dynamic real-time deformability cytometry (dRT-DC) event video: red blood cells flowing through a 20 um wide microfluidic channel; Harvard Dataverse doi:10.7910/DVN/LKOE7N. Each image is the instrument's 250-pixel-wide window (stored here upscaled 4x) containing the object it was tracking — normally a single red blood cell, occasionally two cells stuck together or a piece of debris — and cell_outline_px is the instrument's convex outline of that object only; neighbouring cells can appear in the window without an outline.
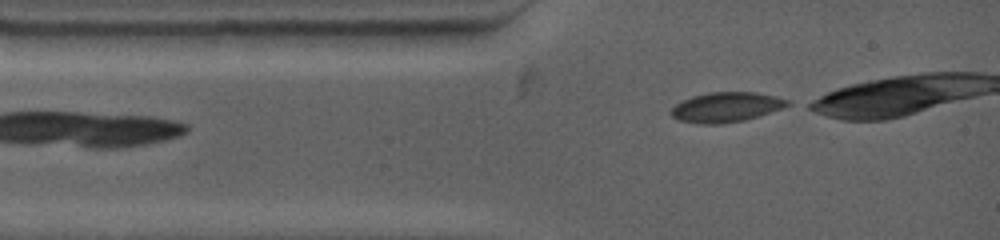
{"species": "common noctule bat (a hibernating species)", "species_latin": "Nyctalus noctula", "temperature_condition": "warm", "stored_images_in_passage": 10, "camera_frame_rate_fps": 4500, "um_per_image_px": 0.085, "animal": {"sex": "female", "body_mass_g": 19.0, "forearm_length_mm": 53.3}, "frame": {"image": 1, "passage_image": 1, "time_ms": 0.0, "image_size_px": [1000, 240], "cell_outline_px": [[792, 104], [744, 120], [724, 124], [700, 124], [680, 120], [672, 116], [668, 112], [676, 104], [692, 96], [708, 92], [756, 92], [776, 96], [792, 100]], "centroid_in_image_um": [61.72, 9.1], "position_along_channel_um": 23.3, "area_um2": 20.23}}